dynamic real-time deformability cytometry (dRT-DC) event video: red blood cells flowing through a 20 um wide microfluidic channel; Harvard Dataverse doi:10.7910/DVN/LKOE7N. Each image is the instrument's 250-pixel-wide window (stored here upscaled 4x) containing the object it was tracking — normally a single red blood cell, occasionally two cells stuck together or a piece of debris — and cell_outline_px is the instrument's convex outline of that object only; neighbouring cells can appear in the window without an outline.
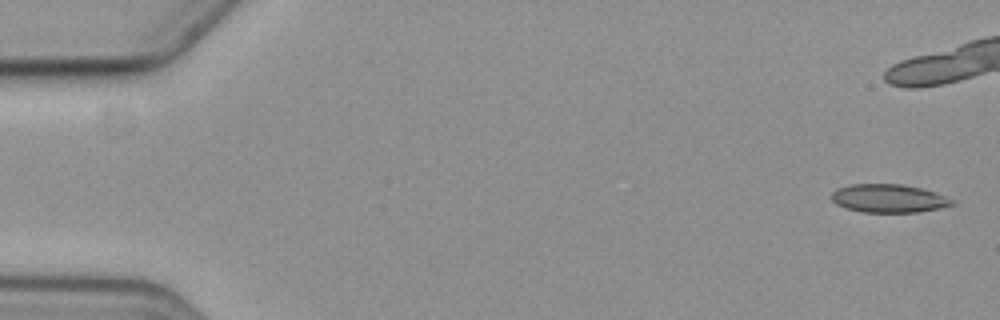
{"species": "common noctule bat (a hibernating species)", "species_latin": "Nyctalus noctula", "temperature_condition": "cold", "stored_images_in_passage": 10, "camera_frame_rate_fps": 3000, "um_per_image_px": 0.085, "animal": {"sex": "female", "body_mass_g": 19.3, "forearm_length_mm": 54.1}, "frame": {"image": 1, "passage_image": 1, "time_ms": 0.0, "image_size_px": [1000, 320], "cell_outline_px": [[956, 204], [916, 212], [864, 212], [848, 208], [836, 204], [832, 200], [832, 192], [836, 188], [848, 184], [900, 184], [920, 188], [944, 196], [952, 200]], "centroid_in_image_um": [75.47, 16.85], "position_along_channel_um": 9.5, "area_um2": 19.54}}